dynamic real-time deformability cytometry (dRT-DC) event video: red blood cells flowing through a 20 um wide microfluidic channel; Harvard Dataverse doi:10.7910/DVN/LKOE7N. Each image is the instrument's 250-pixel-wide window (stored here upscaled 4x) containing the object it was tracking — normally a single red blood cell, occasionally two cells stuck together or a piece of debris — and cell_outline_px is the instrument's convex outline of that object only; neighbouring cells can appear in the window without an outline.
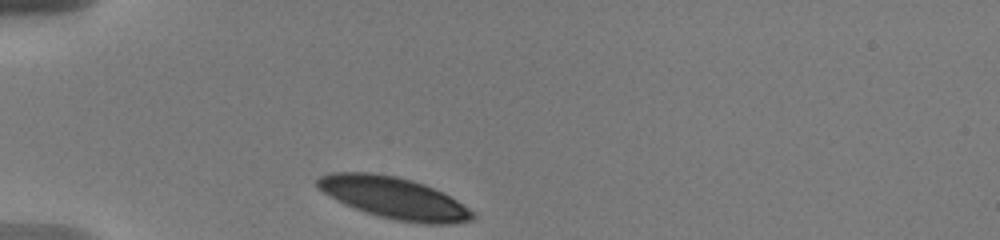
{"species": "human", "species_latin": "Homo sapiens", "temperature_condition": "warm", "stored_images_in_passage": 5, "camera_frame_rate_fps": 3000, "um_per_image_px": 0.085, "donor": {"sex": "male"}, "frame": {"image": 1, "passage_image": 1, "time_ms": 0.0, "image_size_px": [1000, 240], "cell_outline_px": [[476, 216], [472, 220], [448, 224], [428, 224], [396, 220], [380, 216], [344, 204], [324, 192], [316, 184], [316, 180], [320, 176], [328, 172], [372, 172], [396, 176], [412, 180], [424, 184], [456, 200], [468, 208]], "centroid_in_image_um": [33.47, 16.81], "position_along_channel_um": 51.5, "area_um2": 37.05}}
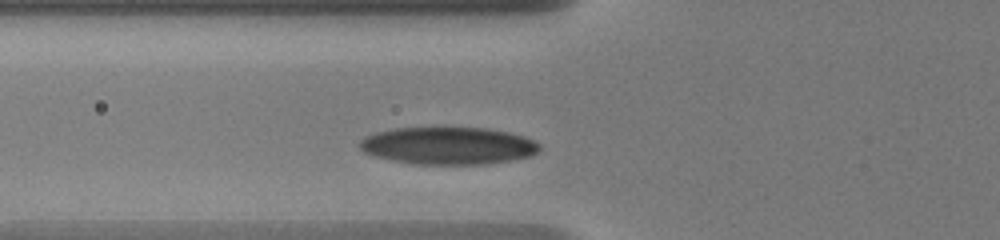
{"frame": {"image": 2, "passage_image": 3, "time_ms": 1.667, "image_size_px": [1000, 240], "cell_outline_px": [[540, 148], [532, 156], [512, 160], [484, 164], [416, 164], [392, 160], [376, 156], [364, 152], [356, 144], [364, 136], [376, 132], [396, 128], [436, 124], [444, 124], [484, 128], [508, 132], [524, 136], [536, 140], [540, 144]], "centroid_in_image_um": [38.08, 12.33], "position_along_channel_um": 87.7, "area_um2": 40.63}}
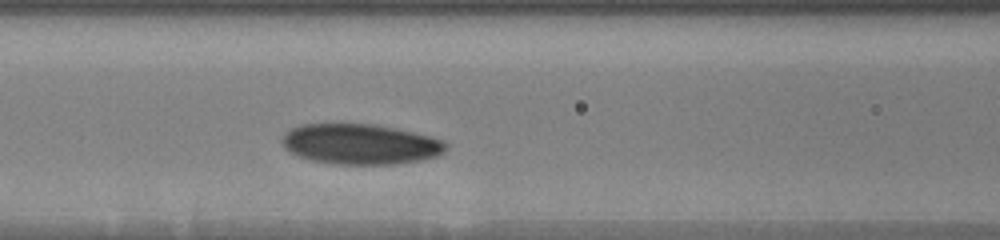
{"frame": {"image": 3, "passage_image": 5, "time_ms": 3.0, "image_size_px": [1000, 240], "cell_outline_px": [[448, 144], [444, 152], [436, 156], [424, 160], [396, 164], [332, 164], [308, 160], [284, 148], [284, 136], [292, 128], [300, 124], [376, 124], [396, 128], [444, 140]], "centroid_in_image_um": [30.67, 12.26], "position_along_channel_um": 135.9, "area_um2": 38.49}}